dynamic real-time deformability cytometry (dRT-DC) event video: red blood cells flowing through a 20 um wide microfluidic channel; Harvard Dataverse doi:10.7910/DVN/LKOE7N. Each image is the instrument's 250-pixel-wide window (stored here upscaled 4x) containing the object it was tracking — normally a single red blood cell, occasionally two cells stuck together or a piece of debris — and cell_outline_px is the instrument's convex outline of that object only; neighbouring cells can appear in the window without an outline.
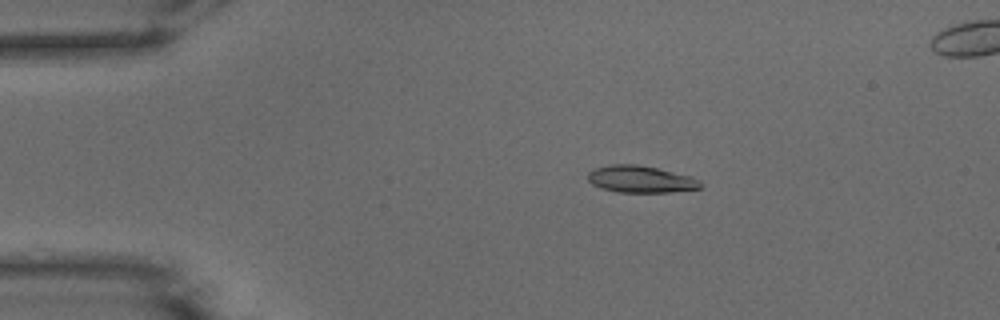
{"species": "common noctule bat (a hibernating species)", "species_latin": "Nyctalus noctula", "temperature_condition": "warm", "stored_images_in_passage": 52, "segment_of_instrument_passage": [1, 2], "camera_frame_rate_fps": 3000, "um_per_image_px": 0.085, "animal": {"sex": "male", "body_mass_g": 15.6}, "frame": {"image": 1, "passage_image": 9, "time_ms": 2.667, "image_size_px": [1000, 320], "cell_outline_px": [[704, 188], [672, 192], [616, 192], [592, 184], [588, 180], [588, 172], [592, 168], [612, 164], [636, 164], [656, 168], [692, 176], [700, 180], [704, 184]], "centroid_in_image_um": [54.5, 15.23], "position_along_channel_um": 30.5, "area_um2": 17.86}}
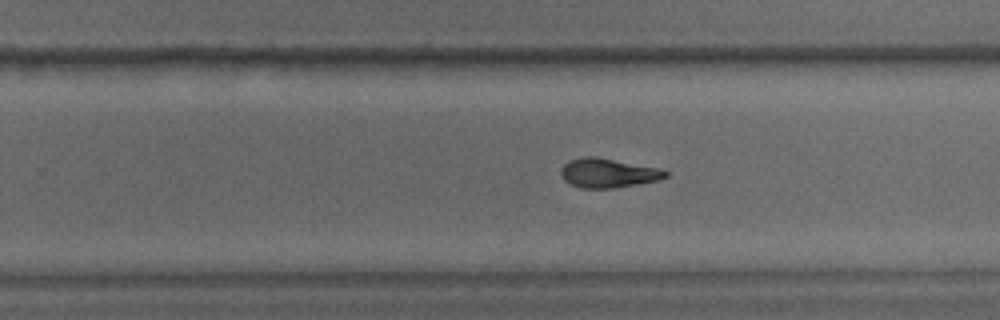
{"frame": {"image": 2, "passage_image": 32, "time_ms": 10.333, "image_size_px": [1000, 320], "cell_outline_px": [[668, 176], [656, 180], [616, 188], [580, 188], [564, 180], [560, 172], [560, 168], [568, 160], [584, 156], [592, 156], [656, 168], [668, 172]], "centroid_in_image_um": [51.61, 14.71], "position_along_channel_um": 278.2, "area_um2": 17.46}}
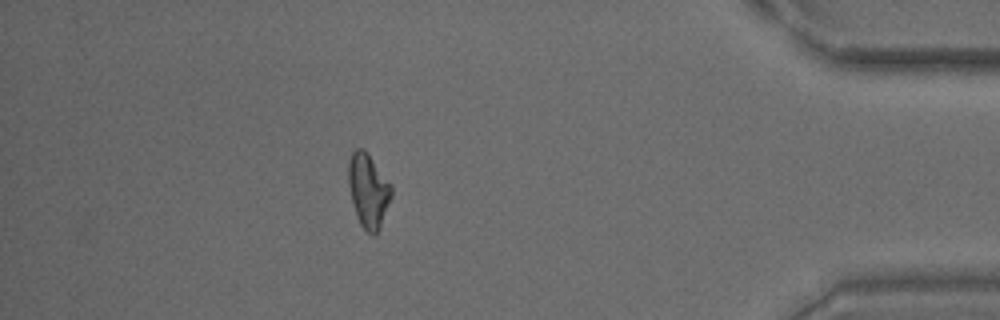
{"frame": {"image": 3, "passage_image": 45, "time_ms": 14.667, "image_size_px": [1000, 320], "cell_outline_px": [[392, 196], [380, 228], [372, 236], [360, 224], [352, 200], [348, 184], [348, 160], [352, 152], [356, 148], [364, 148], [368, 152], [392, 184]], "centroid_in_image_um": [31.32, 16.14], "position_along_channel_um": 403.9, "area_um2": 18.67}}